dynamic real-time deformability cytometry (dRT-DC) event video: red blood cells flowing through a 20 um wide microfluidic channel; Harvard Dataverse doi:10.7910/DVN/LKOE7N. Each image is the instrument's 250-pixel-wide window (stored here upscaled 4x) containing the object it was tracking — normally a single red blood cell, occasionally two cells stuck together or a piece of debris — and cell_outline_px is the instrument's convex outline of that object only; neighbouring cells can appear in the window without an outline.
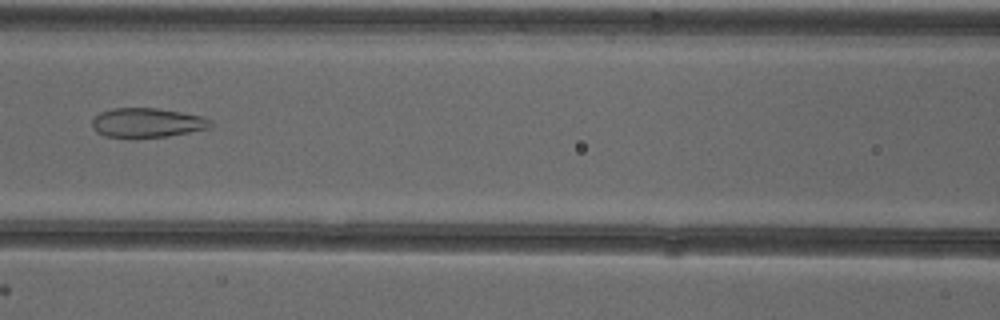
{"species": "common noctule bat (a hibernating species)", "species_latin": "Nyctalus noctula", "temperature_condition": "cold", "stored_images_in_passage": 36, "camera_frame_rate_fps": 3000, "um_per_image_px": 0.085, "animal": {"sex": "female"}, "frame": {"image": 1, "passage_image": 7, "time_ms": 2.0, "image_size_px": [1000, 320], "cell_outline_px": [[212, 124], [208, 128], [168, 136], [104, 136], [96, 132], [92, 128], [92, 120], [100, 112], [112, 108], [156, 108], [180, 112], [200, 116], [212, 120]], "centroid_in_image_um": [12.48, 10.41], "position_along_channel_um": 154.1, "area_um2": 19.83}}
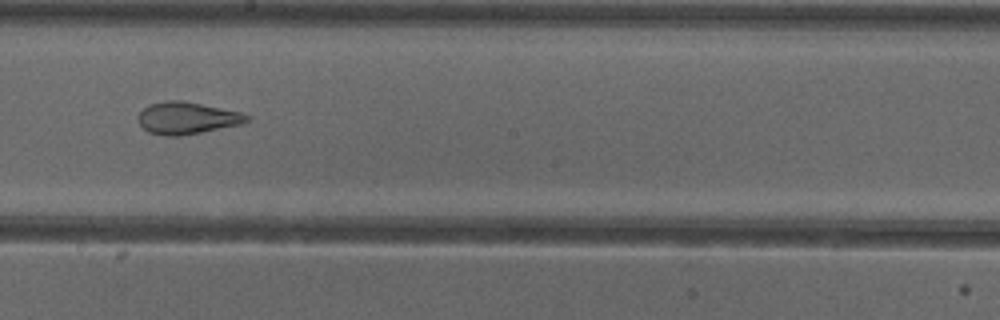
{"frame": {"image": 2, "passage_image": 13, "time_ms": 4.0, "image_size_px": [1000, 320], "cell_outline_px": [[252, 116], [248, 120], [240, 124], [180, 136], [164, 136], [148, 132], [140, 124], [140, 112], [148, 104], [168, 100], [184, 100], [240, 112]], "centroid_in_image_um": [15.89, 10.02], "position_along_channel_um": 232.3, "area_um2": 20.11}}
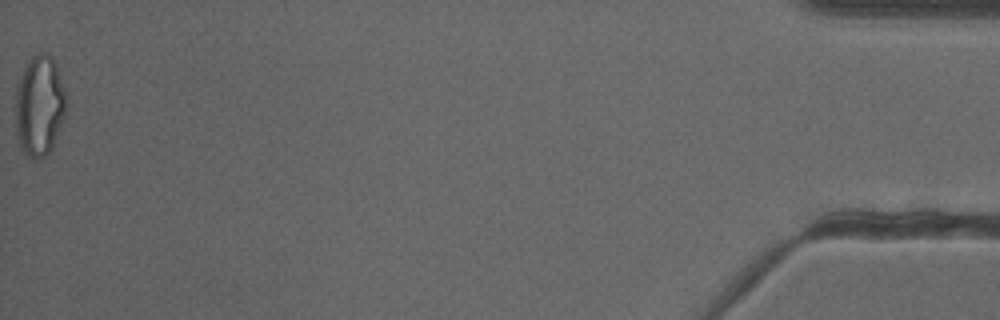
{"frame": {"image": 3, "passage_image": 36, "time_ms": 11.667, "image_size_px": [1000, 320], "cell_outline_px": [[68, 104], [64, 116], [52, 148], [40, 160], [32, 160], [20, 148], [16, 132], [16, 92], [20, 76], [28, 60], [36, 52], [48, 52], [52, 56], [60, 68], [68, 96]], "centroid_in_image_um": [3.4, 8.94], "position_along_channel_um": 431.8, "area_um2": 30.63}}